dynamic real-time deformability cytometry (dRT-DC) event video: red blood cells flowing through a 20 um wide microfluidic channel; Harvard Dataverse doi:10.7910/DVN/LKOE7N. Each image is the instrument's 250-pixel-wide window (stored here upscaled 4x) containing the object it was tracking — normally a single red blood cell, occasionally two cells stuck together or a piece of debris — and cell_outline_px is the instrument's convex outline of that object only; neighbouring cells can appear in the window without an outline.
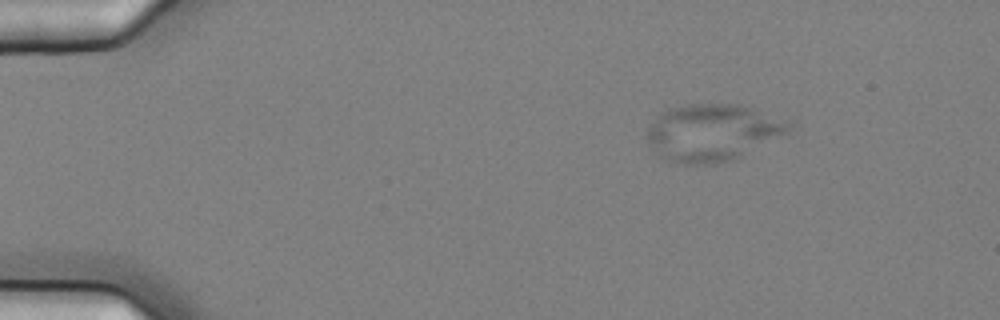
{"species": "common noctule bat (a hibernating species)", "species_latin": "Nyctalus noctula", "temperature_condition": "cold", "stored_images_in_passage": 8, "camera_frame_rate_fps": 3000, "um_per_image_px": 0.085, "animal": {"sex": "female", "body_mass_g": 25.1}, "frame": {"image": 1, "passage_image": 1, "time_ms": 0.0, "image_size_px": [1000, 320], "cell_outline_px": [[792, 124], [788, 132], [736, 160], [712, 164], [680, 164], [668, 160], [660, 156], [644, 136], [648, 124], [664, 112], [688, 104], [736, 104], [752, 108]], "centroid_in_image_um": [60.53, 11.29], "position_along_channel_um": 24.5, "area_um2": 46.64}}
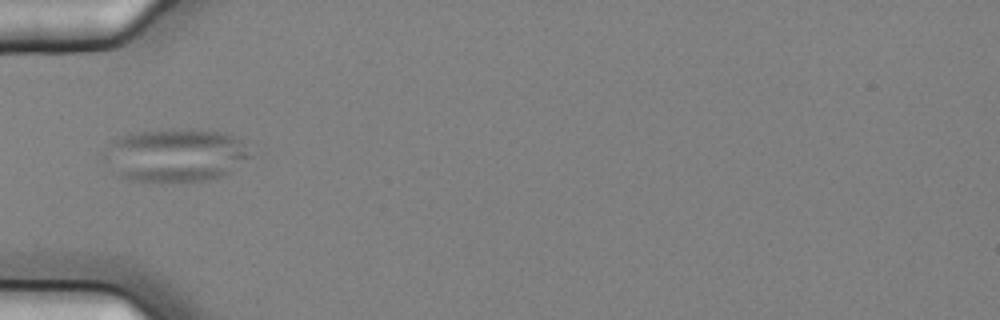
{"frame": {"image": 2, "passage_image": 4, "time_ms": 1.0, "image_size_px": [1000, 320], "cell_outline_px": [[252, 156], [224, 176], [208, 180], [184, 184], [160, 184], [120, 180], [100, 156], [100, 152], [112, 140], [120, 136], [136, 132], [172, 128], [192, 128], [216, 132], [232, 136], [248, 144]], "centroid_in_image_um": [14.82, 13.24], "position_along_channel_um": 70.2, "area_um2": 47.51}}
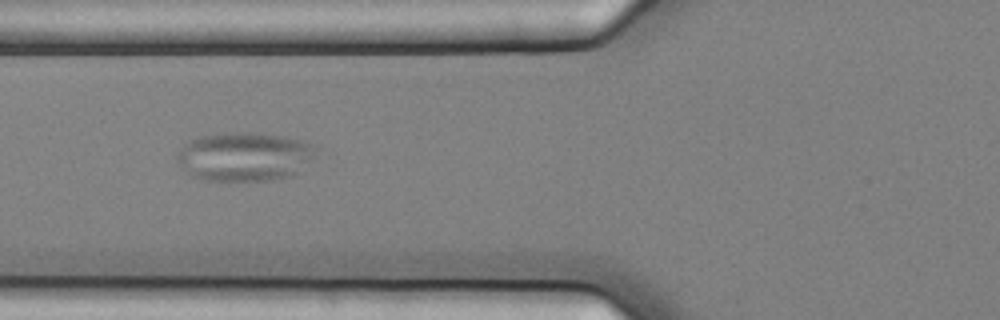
{"frame": {"image": 3, "passage_image": 5, "time_ms": 1.333, "image_size_px": [1000, 320], "cell_outline_px": [[316, 148], [312, 160], [292, 176], [276, 180], [204, 180], [192, 176], [176, 160], [176, 156], [180, 148], [184, 144], [200, 136], [228, 132], [260, 132], [300, 140], [312, 144]], "centroid_in_image_um": [20.78, 13.3], "position_along_channel_um": 105.0, "area_um2": 39.54}}